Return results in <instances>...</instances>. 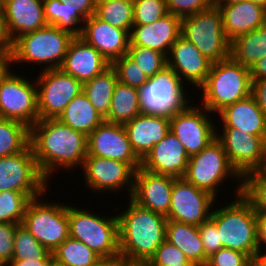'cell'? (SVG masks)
I'll return each instance as SVG.
<instances>
[{"mask_svg":"<svg viewBox=\"0 0 266 266\" xmlns=\"http://www.w3.org/2000/svg\"><path fill=\"white\" fill-rule=\"evenodd\" d=\"M115 1H133V0H115Z\"/></svg>","mask_w":266,"mask_h":266,"instance_id":"cell-63","label":"cell"},{"mask_svg":"<svg viewBox=\"0 0 266 266\" xmlns=\"http://www.w3.org/2000/svg\"><path fill=\"white\" fill-rule=\"evenodd\" d=\"M53 259V254L43 246L23 224H18L14 234L12 260Z\"/></svg>","mask_w":266,"mask_h":266,"instance_id":"cell-38","label":"cell"},{"mask_svg":"<svg viewBox=\"0 0 266 266\" xmlns=\"http://www.w3.org/2000/svg\"><path fill=\"white\" fill-rule=\"evenodd\" d=\"M129 46L147 47L168 56L171 46L181 36V18L171 13L156 22L133 25Z\"/></svg>","mask_w":266,"mask_h":266,"instance_id":"cell-24","label":"cell"},{"mask_svg":"<svg viewBox=\"0 0 266 266\" xmlns=\"http://www.w3.org/2000/svg\"><path fill=\"white\" fill-rule=\"evenodd\" d=\"M212 211L211 220L216 224L223 248L247 254L252 260L258 250L256 214L250 203L241 195Z\"/></svg>","mask_w":266,"mask_h":266,"instance_id":"cell-4","label":"cell"},{"mask_svg":"<svg viewBox=\"0 0 266 266\" xmlns=\"http://www.w3.org/2000/svg\"><path fill=\"white\" fill-rule=\"evenodd\" d=\"M230 56L245 67L251 68L266 56V24L240 36L230 44Z\"/></svg>","mask_w":266,"mask_h":266,"instance_id":"cell-32","label":"cell"},{"mask_svg":"<svg viewBox=\"0 0 266 266\" xmlns=\"http://www.w3.org/2000/svg\"><path fill=\"white\" fill-rule=\"evenodd\" d=\"M120 260V258H101L91 266H115Z\"/></svg>","mask_w":266,"mask_h":266,"instance_id":"cell-56","label":"cell"},{"mask_svg":"<svg viewBox=\"0 0 266 266\" xmlns=\"http://www.w3.org/2000/svg\"><path fill=\"white\" fill-rule=\"evenodd\" d=\"M118 82L115 69L110 66L92 80L83 83V92L96 111L105 119L107 117L114 88Z\"/></svg>","mask_w":266,"mask_h":266,"instance_id":"cell-33","label":"cell"},{"mask_svg":"<svg viewBox=\"0 0 266 266\" xmlns=\"http://www.w3.org/2000/svg\"><path fill=\"white\" fill-rule=\"evenodd\" d=\"M110 66L109 61L100 52L79 36H75L68 47L60 69L83 84Z\"/></svg>","mask_w":266,"mask_h":266,"instance_id":"cell-25","label":"cell"},{"mask_svg":"<svg viewBox=\"0 0 266 266\" xmlns=\"http://www.w3.org/2000/svg\"><path fill=\"white\" fill-rule=\"evenodd\" d=\"M134 25L151 24L168 14L166 0H133Z\"/></svg>","mask_w":266,"mask_h":266,"instance_id":"cell-42","label":"cell"},{"mask_svg":"<svg viewBox=\"0 0 266 266\" xmlns=\"http://www.w3.org/2000/svg\"><path fill=\"white\" fill-rule=\"evenodd\" d=\"M214 6L220 9L224 33L230 42L266 24V8L250 0Z\"/></svg>","mask_w":266,"mask_h":266,"instance_id":"cell-27","label":"cell"},{"mask_svg":"<svg viewBox=\"0 0 266 266\" xmlns=\"http://www.w3.org/2000/svg\"><path fill=\"white\" fill-rule=\"evenodd\" d=\"M131 147L142 161L153 146L170 132V117L159 114L140 113L124 124Z\"/></svg>","mask_w":266,"mask_h":266,"instance_id":"cell-22","label":"cell"},{"mask_svg":"<svg viewBox=\"0 0 266 266\" xmlns=\"http://www.w3.org/2000/svg\"><path fill=\"white\" fill-rule=\"evenodd\" d=\"M30 145V128L25 124L0 118V157L24 151Z\"/></svg>","mask_w":266,"mask_h":266,"instance_id":"cell-36","label":"cell"},{"mask_svg":"<svg viewBox=\"0 0 266 266\" xmlns=\"http://www.w3.org/2000/svg\"><path fill=\"white\" fill-rule=\"evenodd\" d=\"M30 200L22 192H0V223L22 224L25 209Z\"/></svg>","mask_w":266,"mask_h":266,"instance_id":"cell-40","label":"cell"},{"mask_svg":"<svg viewBox=\"0 0 266 266\" xmlns=\"http://www.w3.org/2000/svg\"><path fill=\"white\" fill-rule=\"evenodd\" d=\"M140 113L139 89L118 81L104 121L124 125Z\"/></svg>","mask_w":266,"mask_h":266,"instance_id":"cell-31","label":"cell"},{"mask_svg":"<svg viewBox=\"0 0 266 266\" xmlns=\"http://www.w3.org/2000/svg\"><path fill=\"white\" fill-rule=\"evenodd\" d=\"M115 266H149L147 262H129L120 260Z\"/></svg>","mask_w":266,"mask_h":266,"instance_id":"cell-58","label":"cell"},{"mask_svg":"<svg viewBox=\"0 0 266 266\" xmlns=\"http://www.w3.org/2000/svg\"><path fill=\"white\" fill-rule=\"evenodd\" d=\"M255 214H256L258 250L265 251L266 247L264 246H266V213H255Z\"/></svg>","mask_w":266,"mask_h":266,"instance_id":"cell-52","label":"cell"},{"mask_svg":"<svg viewBox=\"0 0 266 266\" xmlns=\"http://www.w3.org/2000/svg\"><path fill=\"white\" fill-rule=\"evenodd\" d=\"M74 37L73 33L50 25L25 33L13 41V64H44L40 71L60 68Z\"/></svg>","mask_w":266,"mask_h":266,"instance_id":"cell-5","label":"cell"},{"mask_svg":"<svg viewBox=\"0 0 266 266\" xmlns=\"http://www.w3.org/2000/svg\"><path fill=\"white\" fill-rule=\"evenodd\" d=\"M39 73L35 78L39 119L58 118L71 100L83 91V84L60 68Z\"/></svg>","mask_w":266,"mask_h":266,"instance_id":"cell-13","label":"cell"},{"mask_svg":"<svg viewBox=\"0 0 266 266\" xmlns=\"http://www.w3.org/2000/svg\"><path fill=\"white\" fill-rule=\"evenodd\" d=\"M48 183L37 166L30 145L20 153L0 157V192H22L34 199L46 194Z\"/></svg>","mask_w":266,"mask_h":266,"instance_id":"cell-11","label":"cell"},{"mask_svg":"<svg viewBox=\"0 0 266 266\" xmlns=\"http://www.w3.org/2000/svg\"><path fill=\"white\" fill-rule=\"evenodd\" d=\"M250 69L231 56L212 63L202 91L201 104L211 114H218L225 107L251 95Z\"/></svg>","mask_w":266,"mask_h":266,"instance_id":"cell-3","label":"cell"},{"mask_svg":"<svg viewBox=\"0 0 266 266\" xmlns=\"http://www.w3.org/2000/svg\"><path fill=\"white\" fill-rule=\"evenodd\" d=\"M212 62L196 46L180 36L171 46L167 56V66L171 68L187 86L198 87L205 83ZM189 83V84H188Z\"/></svg>","mask_w":266,"mask_h":266,"instance_id":"cell-20","label":"cell"},{"mask_svg":"<svg viewBox=\"0 0 266 266\" xmlns=\"http://www.w3.org/2000/svg\"><path fill=\"white\" fill-rule=\"evenodd\" d=\"M253 266H266V251H258L253 258Z\"/></svg>","mask_w":266,"mask_h":266,"instance_id":"cell-57","label":"cell"},{"mask_svg":"<svg viewBox=\"0 0 266 266\" xmlns=\"http://www.w3.org/2000/svg\"><path fill=\"white\" fill-rule=\"evenodd\" d=\"M180 263H195L175 245L165 240L147 262L149 266H175Z\"/></svg>","mask_w":266,"mask_h":266,"instance_id":"cell-44","label":"cell"},{"mask_svg":"<svg viewBox=\"0 0 266 266\" xmlns=\"http://www.w3.org/2000/svg\"><path fill=\"white\" fill-rule=\"evenodd\" d=\"M42 197L29 201L22 224L52 253L69 237L68 204L46 202Z\"/></svg>","mask_w":266,"mask_h":266,"instance_id":"cell-9","label":"cell"},{"mask_svg":"<svg viewBox=\"0 0 266 266\" xmlns=\"http://www.w3.org/2000/svg\"><path fill=\"white\" fill-rule=\"evenodd\" d=\"M73 206L68 205L69 236L86 244L101 258H120L117 214L100 216V212L98 215Z\"/></svg>","mask_w":266,"mask_h":266,"instance_id":"cell-6","label":"cell"},{"mask_svg":"<svg viewBox=\"0 0 266 266\" xmlns=\"http://www.w3.org/2000/svg\"><path fill=\"white\" fill-rule=\"evenodd\" d=\"M0 11H2V0H0Z\"/></svg>","mask_w":266,"mask_h":266,"instance_id":"cell-62","label":"cell"},{"mask_svg":"<svg viewBox=\"0 0 266 266\" xmlns=\"http://www.w3.org/2000/svg\"><path fill=\"white\" fill-rule=\"evenodd\" d=\"M183 178L195 187L217 197L218 192L229 178L238 182L234 193L241 194L242 176L230 164L221 142L215 138L206 148L189 157ZM234 178V179H233Z\"/></svg>","mask_w":266,"mask_h":266,"instance_id":"cell-7","label":"cell"},{"mask_svg":"<svg viewBox=\"0 0 266 266\" xmlns=\"http://www.w3.org/2000/svg\"><path fill=\"white\" fill-rule=\"evenodd\" d=\"M186 91L180 77L166 66L139 89L140 109L142 113L171 117L192 102Z\"/></svg>","mask_w":266,"mask_h":266,"instance_id":"cell-10","label":"cell"},{"mask_svg":"<svg viewBox=\"0 0 266 266\" xmlns=\"http://www.w3.org/2000/svg\"><path fill=\"white\" fill-rule=\"evenodd\" d=\"M241 195L255 213H266V168L242 176Z\"/></svg>","mask_w":266,"mask_h":266,"instance_id":"cell-39","label":"cell"},{"mask_svg":"<svg viewBox=\"0 0 266 266\" xmlns=\"http://www.w3.org/2000/svg\"><path fill=\"white\" fill-rule=\"evenodd\" d=\"M60 2H69L77 7V12L86 20L95 14L97 0H59Z\"/></svg>","mask_w":266,"mask_h":266,"instance_id":"cell-50","label":"cell"},{"mask_svg":"<svg viewBox=\"0 0 266 266\" xmlns=\"http://www.w3.org/2000/svg\"><path fill=\"white\" fill-rule=\"evenodd\" d=\"M121 211L119 224L120 259L129 262H148L166 240L167 217L145 209L131 198Z\"/></svg>","mask_w":266,"mask_h":266,"instance_id":"cell-2","label":"cell"},{"mask_svg":"<svg viewBox=\"0 0 266 266\" xmlns=\"http://www.w3.org/2000/svg\"><path fill=\"white\" fill-rule=\"evenodd\" d=\"M168 13L180 18L212 7L213 0H166Z\"/></svg>","mask_w":266,"mask_h":266,"instance_id":"cell-46","label":"cell"},{"mask_svg":"<svg viewBox=\"0 0 266 266\" xmlns=\"http://www.w3.org/2000/svg\"><path fill=\"white\" fill-rule=\"evenodd\" d=\"M79 37L100 52L110 64L127 55L130 44V35L126 30L110 25L95 14L84 21Z\"/></svg>","mask_w":266,"mask_h":266,"instance_id":"cell-21","label":"cell"},{"mask_svg":"<svg viewBox=\"0 0 266 266\" xmlns=\"http://www.w3.org/2000/svg\"><path fill=\"white\" fill-rule=\"evenodd\" d=\"M11 71L0 86V118L33 126L39 120L36 81Z\"/></svg>","mask_w":266,"mask_h":266,"instance_id":"cell-12","label":"cell"},{"mask_svg":"<svg viewBox=\"0 0 266 266\" xmlns=\"http://www.w3.org/2000/svg\"><path fill=\"white\" fill-rule=\"evenodd\" d=\"M133 1L97 0L95 15L129 34L134 25Z\"/></svg>","mask_w":266,"mask_h":266,"instance_id":"cell-37","label":"cell"},{"mask_svg":"<svg viewBox=\"0 0 266 266\" xmlns=\"http://www.w3.org/2000/svg\"><path fill=\"white\" fill-rule=\"evenodd\" d=\"M181 36L212 63L230 57L231 42L225 36L220 9L214 5L181 18Z\"/></svg>","mask_w":266,"mask_h":266,"instance_id":"cell-8","label":"cell"},{"mask_svg":"<svg viewBox=\"0 0 266 266\" xmlns=\"http://www.w3.org/2000/svg\"><path fill=\"white\" fill-rule=\"evenodd\" d=\"M7 266H54L53 259L12 260Z\"/></svg>","mask_w":266,"mask_h":266,"instance_id":"cell-53","label":"cell"},{"mask_svg":"<svg viewBox=\"0 0 266 266\" xmlns=\"http://www.w3.org/2000/svg\"><path fill=\"white\" fill-rule=\"evenodd\" d=\"M189 155L178 138L169 132L164 139L153 146L141 161V167L150 172L175 178L184 176Z\"/></svg>","mask_w":266,"mask_h":266,"instance_id":"cell-23","label":"cell"},{"mask_svg":"<svg viewBox=\"0 0 266 266\" xmlns=\"http://www.w3.org/2000/svg\"><path fill=\"white\" fill-rule=\"evenodd\" d=\"M251 96L266 115V78L251 79Z\"/></svg>","mask_w":266,"mask_h":266,"instance_id":"cell-49","label":"cell"},{"mask_svg":"<svg viewBox=\"0 0 266 266\" xmlns=\"http://www.w3.org/2000/svg\"><path fill=\"white\" fill-rule=\"evenodd\" d=\"M175 266H198L196 263H180L179 265Z\"/></svg>","mask_w":266,"mask_h":266,"instance_id":"cell-61","label":"cell"},{"mask_svg":"<svg viewBox=\"0 0 266 266\" xmlns=\"http://www.w3.org/2000/svg\"><path fill=\"white\" fill-rule=\"evenodd\" d=\"M166 240L177 246L190 260L198 266H205L208 258L198 226L168 220L166 224Z\"/></svg>","mask_w":266,"mask_h":266,"instance_id":"cell-29","label":"cell"},{"mask_svg":"<svg viewBox=\"0 0 266 266\" xmlns=\"http://www.w3.org/2000/svg\"><path fill=\"white\" fill-rule=\"evenodd\" d=\"M81 170L85 186L92 192L114 193L125 186L129 197L133 193L135 170L128 163L87 155Z\"/></svg>","mask_w":266,"mask_h":266,"instance_id":"cell-17","label":"cell"},{"mask_svg":"<svg viewBox=\"0 0 266 266\" xmlns=\"http://www.w3.org/2000/svg\"><path fill=\"white\" fill-rule=\"evenodd\" d=\"M216 199L212 194L195 187L183 177L175 178L171 204L166 217L168 220L199 226L211 218L213 209L217 208L214 205Z\"/></svg>","mask_w":266,"mask_h":266,"instance_id":"cell-15","label":"cell"},{"mask_svg":"<svg viewBox=\"0 0 266 266\" xmlns=\"http://www.w3.org/2000/svg\"><path fill=\"white\" fill-rule=\"evenodd\" d=\"M58 119L86 136L104 121L83 91L71 100Z\"/></svg>","mask_w":266,"mask_h":266,"instance_id":"cell-30","label":"cell"},{"mask_svg":"<svg viewBox=\"0 0 266 266\" xmlns=\"http://www.w3.org/2000/svg\"><path fill=\"white\" fill-rule=\"evenodd\" d=\"M2 11L12 41L25 33L48 26L43 0H2Z\"/></svg>","mask_w":266,"mask_h":266,"instance_id":"cell-26","label":"cell"},{"mask_svg":"<svg viewBox=\"0 0 266 266\" xmlns=\"http://www.w3.org/2000/svg\"><path fill=\"white\" fill-rule=\"evenodd\" d=\"M205 266H253V260L243 252L221 248L208 257Z\"/></svg>","mask_w":266,"mask_h":266,"instance_id":"cell-45","label":"cell"},{"mask_svg":"<svg viewBox=\"0 0 266 266\" xmlns=\"http://www.w3.org/2000/svg\"><path fill=\"white\" fill-rule=\"evenodd\" d=\"M16 223H0V261L6 266L12 261Z\"/></svg>","mask_w":266,"mask_h":266,"instance_id":"cell-48","label":"cell"},{"mask_svg":"<svg viewBox=\"0 0 266 266\" xmlns=\"http://www.w3.org/2000/svg\"><path fill=\"white\" fill-rule=\"evenodd\" d=\"M221 131L216 129V138L221 142L230 164L241 176L266 168V142L261 136L236 128H221Z\"/></svg>","mask_w":266,"mask_h":266,"instance_id":"cell-16","label":"cell"},{"mask_svg":"<svg viewBox=\"0 0 266 266\" xmlns=\"http://www.w3.org/2000/svg\"><path fill=\"white\" fill-rule=\"evenodd\" d=\"M13 66L11 54H0V86L4 79L9 75ZM11 68V69H10Z\"/></svg>","mask_w":266,"mask_h":266,"instance_id":"cell-54","label":"cell"},{"mask_svg":"<svg viewBox=\"0 0 266 266\" xmlns=\"http://www.w3.org/2000/svg\"><path fill=\"white\" fill-rule=\"evenodd\" d=\"M254 3H258L266 8V0H250Z\"/></svg>","mask_w":266,"mask_h":266,"instance_id":"cell-60","label":"cell"},{"mask_svg":"<svg viewBox=\"0 0 266 266\" xmlns=\"http://www.w3.org/2000/svg\"><path fill=\"white\" fill-rule=\"evenodd\" d=\"M191 104L170 117V132L183 144L189 157L199 153L216 138L217 128L206 108L201 104L194 106L193 101Z\"/></svg>","mask_w":266,"mask_h":266,"instance_id":"cell-14","label":"cell"},{"mask_svg":"<svg viewBox=\"0 0 266 266\" xmlns=\"http://www.w3.org/2000/svg\"><path fill=\"white\" fill-rule=\"evenodd\" d=\"M52 254L54 266H91L101 259L86 244L70 236Z\"/></svg>","mask_w":266,"mask_h":266,"instance_id":"cell-35","label":"cell"},{"mask_svg":"<svg viewBox=\"0 0 266 266\" xmlns=\"http://www.w3.org/2000/svg\"><path fill=\"white\" fill-rule=\"evenodd\" d=\"M198 230L204 245V252L207 258L223 248L222 240L219 237L217 226L211 219H208L207 221L199 225Z\"/></svg>","mask_w":266,"mask_h":266,"instance_id":"cell-47","label":"cell"},{"mask_svg":"<svg viewBox=\"0 0 266 266\" xmlns=\"http://www.w3.org/2000/svg\"><path fill=\"white\" fill-rule=\"evenodd\" d=\"M246 0H213L214 5H227V4H233L238 2H243Z\"/></svg>","mask_w":266,"mask_h":266,"instance_id":"cell-59","label":"cell"},{"mask_svg":"<svg viewBox=\"0 0 266 266\" xmlns=\"http://www.w3.org/2000/svg\"><path fill=\"white\" fill-rule=\"evenodd\" d=\"M111 66L121 83L140 89L148 82L146 74L127 55L115 60Z\"/></svg>","mask_w":266,"mask_h":266,"instance_id":"cell-43","label":"cell"},{"mask_svg":"<svg viewBox=\"0 0 266 266\" xmlns=\"http://www.w3.org/2000/svg\"><path fill=\"white\" fill-rule=\"evenodd\" d=\"M250 69L251 79L266 78V56L259 59Z\"/></svg>","mask_w":266,"mask_h":266,"instance_id":"cell-55","label":"cell"},{"mask_svg":"<svg viewBox=\"0 0 266 266\" xmlns=\"http://www.w3.org/2000/svg\"><path fill=\"white\" fill-rule=\"evenodd\" d=\"M87 140V155L128 163L135 171L141 167V160L131 147L124 125L103 121Z\"/></svg>","mask_w":266,"mask_h":266,"instance_id":"cell-18","label":"cell"},{"mask_svg":"<svg viewBox=\"0 0 266 266\" xmlns=\"http://www.w3.org/2000/svg\"><path fill=\"white\" fill-rule=\"evenodd\" d=\"M43 7L48 25L67 30L75 36L81 34L85 19L77 12L75 5L67 1L43 0Z\"/></svg>","mask_w":266,"mask_h":266,"instance_id":"cell-34","label":"cell"},{"mask_svg":"<svg viewBox=\"0 0 266 266\" xmlns=\"http://www.w3.org/2000/svg\"><path fill=\"white\" fill-rule=\"evenodd\" d=\"M87 136L58 118L39 119L30 127V146L37 166L48 181L56 170L83 166L87 156ZM80 165V166H79ZM61 167V168H60Z\"/></svg>","mask_w":266,"mask_h":266,"instance_id":"cell-1","label":"cell"},{"mask_svg":"<svg viewBox=\"0 0 266 266\" xmlns=\"http://www.w3.org/2000/svg\"><path fill=\"white\" fill-rule=\"evenodd\" d=\"M127 56L139 66L148 78L167 66V56L161 52L140 46H129Z\"/></svg>","mask_w":266,"mask_h":266,"instance_id":"cell-41","label":"cell"},{"mask_svg":"<svg viewBox=\"0 0 266 266\" xmlns=\"http://www.w3.org/2000/svg\"><path fill=\"white\" fill-rule=\"evenodd\" d=\"M13 41L8 34L3 11H0V54H11Z\"/></svg>","mask_w":266,"mask_h":266,"instance_id":"cell-51","label":"cell"},{"mask_svg":"<svg viewBox=\"0 0 266 266\" xmlns=\"http://www.w3.org/2000/svg\"><path fill=\"white\" fill-rule=\"evenodd\" d=\"M175 177L150 172L140 167L135 171L131 199L155 213L168 215Z\"/></svg>","mask_w":266,"mask_h":266,"instance_id":"cell-19","label":"cell"},{"mask_svg":"<svg viewBox=\"0 0 266 266\" xmlns=\"http://www.w3.org/2000/svg\"><path fill=\"white\" fill-rule=\"evenodd\" d=\"M217 116L222 128H236L266 141V115L251 95L225 107Z\"/></svg>","mask_w":266,"mask_h":266,"instance_id":"cell-28","label":"cell"},{"mask_svg":"<svg viewBox=\"0 0 266 266\" xmlns=\"http://www.w3.org/2000/svg\"><path fill=\"white\" fill-rule=\"evenodd\" d=\"M0 266H6L5 264H3L1 261H0Z\"/></svg>","mask_w":266,"mask_h":266,"instance_id":"cell-64","label":"cell"}]
</instances>
